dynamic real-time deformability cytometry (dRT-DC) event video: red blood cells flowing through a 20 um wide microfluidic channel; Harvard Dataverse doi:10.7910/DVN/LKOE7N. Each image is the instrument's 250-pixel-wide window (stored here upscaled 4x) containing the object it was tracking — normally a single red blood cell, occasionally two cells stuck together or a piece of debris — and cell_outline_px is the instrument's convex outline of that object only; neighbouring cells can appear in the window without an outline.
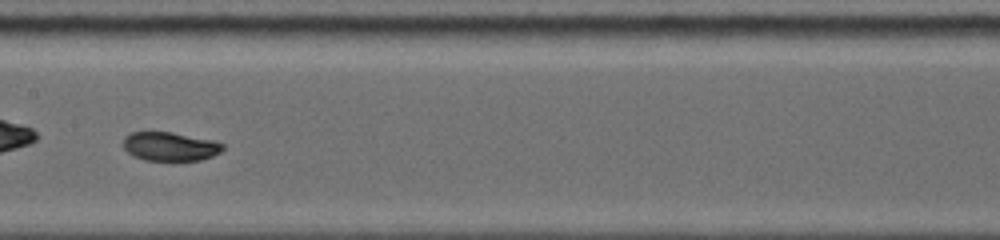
{"species": "common noctule bat (a hibernating species)", "species_latin": "Nyctalus noctula", "temperature_condition": "warm", "stored_images_in_passage": 43, "camera_frame_rate_fps": 5000, "um_per_image_px": 0.085, "animal": {"sex": "female", "body_mass_g": 19.0, "forearm_length_mm": 53.3}, "frame": {"image": 1, "passage_image": 20, "time_ms": 4.2, "image_size_px": [1000, 240], "cell_outline_px": [[224, 148], [220, 152], [212, 156], [200, 160], [144, 160], [128, 152], [124, 148], [124, 136], [128, 132], [172, 132], [216, 140], [224, 144]], "centroid_in_image_um": [14.48, 12.43], "position_along_channel_um": 192.9, "area_um2": 16.76}, "authors_computed_cell_mechanics": {"area_um2": 17.2822, "velocity_mm_per_s": 3.9368, "shape_relaxation_time_tau1_ms": 5.7551, "shape_relaxation_time_tau2_ms": null, "deformation_change_tau1": 0.191, "deformation_change_tau2": null}}